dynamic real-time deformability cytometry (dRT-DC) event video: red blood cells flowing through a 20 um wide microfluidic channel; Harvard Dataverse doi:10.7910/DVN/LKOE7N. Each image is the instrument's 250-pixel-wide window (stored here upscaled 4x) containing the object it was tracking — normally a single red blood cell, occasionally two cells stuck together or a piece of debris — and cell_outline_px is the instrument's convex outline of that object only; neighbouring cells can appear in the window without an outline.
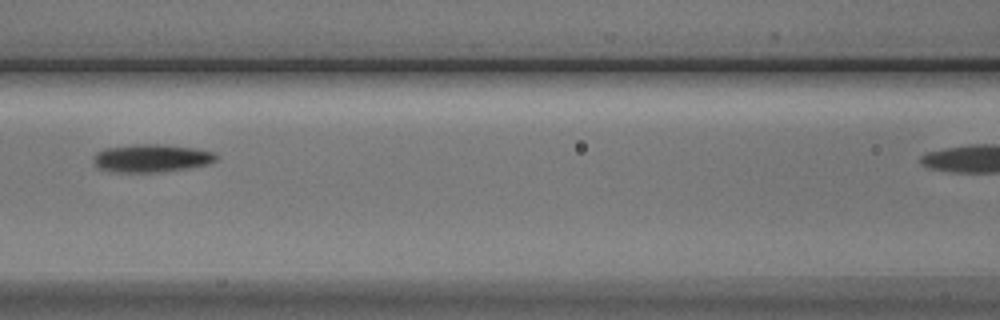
{"species": "Egyptian fruit bat (a non-hibernating species)", "species_latin": "Rousettus aegyptiacus", "temperature_condition": "cold", "stored_images_in_passage": 7, "camera_frame_rate_fps": 3000, "um_per_image_px": 0.085, "animal": {"sex": "male"}, "frame": {"image": 1, "passage_image": 5, "time_ms": 5.667, "image_size_px": [1000, 320], "cell_outline_px": [[220, 156], [216, 160], [208, 164], [188, 168], [156, 172], [108, 172], [96, 168], [92, 164], [92, 156], [96, 152], [104, 148], [132, 144], [160, 144], [196, 148], [212, 152]], "centroid_in_image_um": [12.79, 13.44], "position_along_channel_um": 153.8, "area_um2": 20.4}}
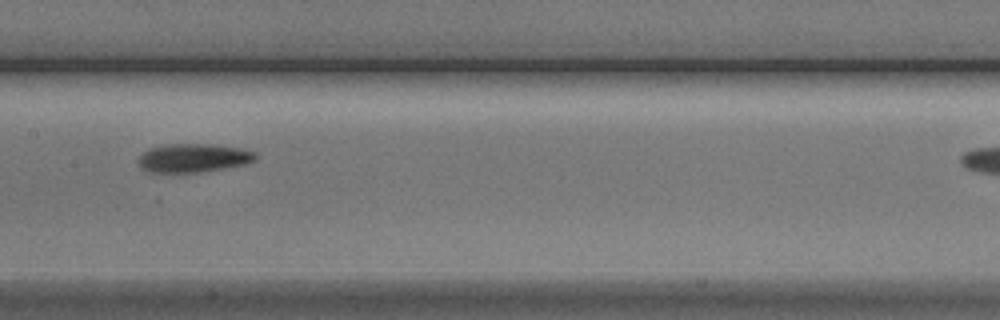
{"frame": {"image": 2, "passage_image": 6, "time_ms": 6.667, "image_size_px": [1000, 320], "cell_outline_px": [[256, 160], [244, 164], [224, 168], [200, 172], [148, 172], [140, 168], [140, 156], [148, 148], [168, 144], [212, 144], [240, 148], [256, 152]], "centroid_in_image_um": [16.44, 13.42], "position_along_channel_um": 191.0, "area_um2": 19.42}}